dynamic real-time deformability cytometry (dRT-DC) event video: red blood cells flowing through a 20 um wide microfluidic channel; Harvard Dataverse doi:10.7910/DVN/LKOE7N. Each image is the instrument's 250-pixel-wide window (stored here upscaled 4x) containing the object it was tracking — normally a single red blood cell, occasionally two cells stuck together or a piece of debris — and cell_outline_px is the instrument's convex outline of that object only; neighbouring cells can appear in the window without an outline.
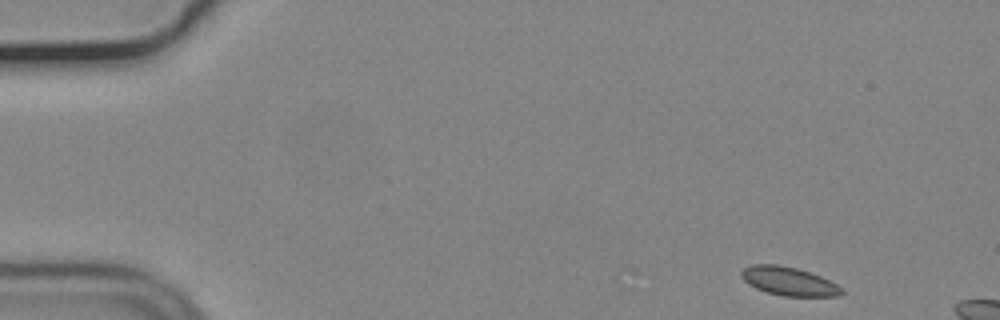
{"species": "common noctule bat (a hibernating species)", "species_latin": "Nyctalus noctula", "temperature_condition": "cold", "stored_images_in_passage": 8, "camera_frame_rate_fps": 3000, "um_per_image_px": 0.085, "animal": {"sex": "male", "body_mass_g": 19.2, "forearm_length_mm": 51.8}, "frame": {"image": 1, "passage_image": 1, "time_ms": 0.0, "image_size_px": [1000, 320], "cell_outline_px": [[844, 292], [840, 296], [784, 296], [764, 292], [748, 284], [740, 276], [740, 272], [744, 268], [752, 264], [776, 264], [796, 268], [820, 276], [844, 288]], "centroid_in_image_um": [67.03, 23.91], "position_along_channel_um": 18.0, "area_um2": 16.76}}